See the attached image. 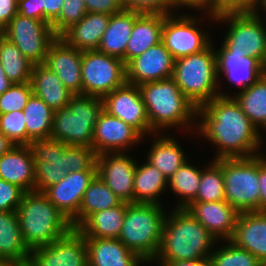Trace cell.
Masks as SVG:
<instances>
[{
    "label": "cell",
    "mask_w": 266,
    "mask_h": 266,
    "mask_svg": "<svg viewBox=\"0 0 266 266\" xmlns=\"http://www.w3.org/2000/svg\"><path fill=\"white\" fill-rule=\"evenodd\" d=\"M196 132L215 145V160L260 155L261 132L233 97H216L197 108Z\"/></svg>",
    "instance_id": "1"
},
{
    "label": "cell",
    "mask_w": 266,
    "mask_h": 266,
    "mask_svg": "<svg viewBox=\"0 0 266 266\" xmlns=\"http://www.w3.org/2000/svg\"><path fill=\"white\" fill-rule=\"evenodd\" d=\"M217 242L221 241L215 239L185 208H173L165 216L160 249L153 262L209 260Z\"/></svg>",
    "instance_id": "2"
},
{
    "label": "cell",
    "mask_w": 266,
    "mask_h": 266,
    "mask_svg": "<svg viewBox=\"0 0 266 266\" xmlns=\"http://www.w3.org/2000/svg\"><path fill=\"white\" fill-rule=\"evenodd\" d=\"M35 164V189L43 192L70 172L97 170L92 147L66 145L52 138L34 139L27 145Z\"/></svg>",
    "instance_id": "3"
},
{
    "label": "cell",
    "mask_w": 266,
    "mask_h": 266,
    "mask_svg": "<svg viewBox=\"0 0 266 266\" xmlns=\"http://www.w3.org/2000/svg\"><path fill=\"white\" fill-rule=\"evenodd\" d=\"M139 89L150 123L151 135L160 134L161 131L165 134L167 129L173 127H181L187 132L194 129L196 131L197 108L180 91L172 78L147 82L140 85Z\"/></svg>",
    "instance_id": "4"
},
{
    "label": "cell",
    "mask_w": 266,
    "mask_h": 266,
    "mask_svg": "<svg viewBox=\"0 0 266 266\" xmlns=\"http://www.w3.org/2000/svg\"><path fill=\"white\" fill-rule=\"evenodd\" d=\"M16 212L24 242L30 250L49 245L72 228L67 217L43 192L24 193Z\"/></svg>",
    "instance_id": "5"
},
{
    "label": "cell",
    "mask_w": 266,
    "mask_h": 266,
    "mask_svg": "<svg viewBox=\"0 0 266 266\" xmlns=\"http://www.w3.org/2000/svg\"><path fill=\"white\" fill-rule=\"evenodd\" d=\"M172 79L196 108L218 96L230 97L219 87L213 43L204 51L175 59Z\"/></svg>",
    "instance_id": "6"
},
{
    "label": "cell",
    "mask_w": 266,
    "mask_h": 266,
    "mask_svg": "<svg viewBox=\"0 0 266 266\" xmlns=\"http://www.w3.org/2000/svg\"><path fill=\"white\" fill-rule=\"evenodd\" d=\"M166 212L163 205L127 203L118 239L148 265L159 252Z\"/></svg>",
    "instance_id": "7"
},
{
    "label": "cell",
    "mask_w": 266,
    "mask_h": 266,
    "mask_svg": "<svg viewBox=\"0 0 266 266\" xmlns=\"http://www.w3.org/2000/svg\"><path fill=\"white\" fill-rule=\"evenodd\" d=\"M103 112L101 97L75 94L53 112L50 138L66 145L92 147L95 124Z\"/></svg>",
    "instance_id": "8"
},
{
    "label": "cell",
    "mask_w": 266,
    "mask_h": 266,
    "mask_svg": "<svg viewBox=\"0 0 266 266\" xmlns=\"http://www.w3.org/2000/svg\"><path fill=\"white\" fill-rule=\"evenodd\" d=\"M259 12H227L215 16V22H225L229 28L223 43L215 51L245 52L266 68V22Z\"/></svg>",
    "instance_id": "9"
},
{
    "label": "cell",
    "mask_w": 266,
    "mask_h": 266,
    "mask_svg": "<svg viewBox=\"0 0 266 266\" xmlns=\"http://www.w3.org/2000/svg\"><path fill=\"white\" fill-rule=\"evenodd\" d=\"M225 201L239 213L260 211L258 155L222 158Z\"/></svg>",
    "instance_id": "10"
},
{
    "label": "cell",
    "mask_w": 266,
    "mask_h": 266,
    "mask_svg": "<svg viewBox=\"0 0 266 266\" xmlns=\"http://www.w3.org/2000/svg\"><path fill=\"white\" fill-rule=\"evenodd\" d=\"M82 94L103 97L126 83V65L97 50L82 51Z\"/></svg>",
    "instance_id": "11"
},
{
    "label": "cell",
    "mask_w": 266,
    "mask_h": 266,
    "mask_svg": "<svg viewBox=\"0 0 266 266\" xmlns=\"http://www.w3.org/2000/svg\"><path fill=\"white\" fill-rule=\"evenodd\" d=\"M195 16L164 14L161 41L174 59L204 51L212 44L207 30L198 27L202 17Z\"/></svg>",
    "instance_id": "12"
},
{
    "label": "cell",
    "mask_w": 266,
    "mask_h": 266,
    "mask_svg": "<svg viewBox=\"0 0 266 266\" xmlns=\"http://www.w3.org/2000/svg\"><path fill=\"white\" fill-rule=\"evenodd\" d=\"M0 33L34 65L44 63L50 44L57 38L51 24L19 13Z\"/></svg>",
    "instance_id": "13"
},
{
    "label": "cell",
    "mask_w": 266,
    "mask_h": 266,
    "mask_svg": "<svg viewBox=\"0 0 266 266\" xmlns=\"http://www.w3.org/2000/svg\"><path fill=\"white\" fill-rule=\"evenodd\" d=\"M33 266H88V249L84 235L71 228L49 245L31 250Z\"/></svg>",
    "instance_id": "14"
},
{
    "label": "cell",
    "mask_w": 266,
    "mask_h": 266,
    "mask_svg": "<svg viewBox=\"0 0 266 266\" xmlns=\"http://www.w3.org/2000/svg\"><path fill=\"white\" fill-rule=\"evenodd\" d=\"M102 101L103 110L107 114L121 119L136 129L144 140L148 134L150 135V123L139 86L126 82L123 86L104 95Z\"/></svg>",
    "instance_id": "15"
},
{
    "label": "cell",
    "mask_w": 266,
    "mask_h": 266,
    "mask_svg": "<svg viewBox=\"0 0 266 266\" xmlns=\"http://www.w3.org/2000/svg\"><path fill=\"white\" fill-rule=\"evenodd\" d=\"M129 153H103L97 156V174L126 203H134V176L137 161Z\"/></svg>",
    "instance_id": "16"
},
{
    "label": "cell",
    "mask_w": 266,
    "mask_h": 266,
    "mask_svg": "<svg viewBox=\"0 0 266 266\" xmlns=\"http://www.w3.org/2000/svg\"><path fill=\"white\" fill-rule=\"evenodd\" d=\"M143 138L136 129L103 110L95 124L92 148L97 156L103 153L128 152L134 145L138 146Z\"/></svg>",
    "instance_id": "17"
},
{
    "label": "cell",
    "mask_w": 266,
    "mask_h": 266,
    "mask_svg": "<svg viewBox=\"0 0 266 266\" xmlns=\"http://www.w3.org/2000/svg\"><path fill=\"white\" fill-rule=\"evenodd\" d=\"M175 59L161 41L126 65V82L140 86L172 78Z\"/></svg>",
    "instance_id": "18"
},
{
    "label": "cell",
    "mask_w": 266,
    "mask_h": 266,
    "mask_svg": "<svg viewBox=\"0 0 266 266\" xmlns=\"http://www.w3.org/2000/svg\"><path fill=\"white\" fill-rule=\"evenodd\" d=\"M96 175L97 170L70 172L43 193L71 221L78 214L84 193Z\"/></svg>",
    "instance_id": "19"
},
{
    "label": "cell",
    "mask_w": 266,
    "mask_h": 266,
    "mask_svg": "<svg viewBox=\"0 0 266 266\" xmlns=\"http://www.w3.org/2000/svg\"><path fill=\"white\" fill-rule=\"evenodd\" d=\"M44 65L60 78L73 94H82V51L68 45L57 37L49 46Z\"/></svg>",
    "instance_id": "20"
},
{
    "label": "cell",
    "mask_w": 266,
    "mask_h": 266,
    "mask_svg": "<svg viewBox=\"0 0 266 266\" xmlns=\"http://www.w3.org/2000/svg\"><path fill=\"white\" fill-rule=\"evenodd\" d=\"M185 209L218 241L233 237L239 212L227 201L191 202Z\"/></svg>",
    "instance_id": "21"
},
{
    "label": "cell",
    "mask_w": 266,
    "mask_h": 266,
    "mask_svg": "<svg viewBox=\"0 0 266 266\" xmlns=\"http://www.w3.org/2000/svg\"><path fill=\"white\" fill-rule=\"evenodd\" d=\"M217 60V76L222 75L232 85L239 86V90H245L256 83L266 68L255 58L247 56L245 52L215 51Z\"/></svg>",
    "instance_id": "22"
},
{
    "label": "cell",
    "mask_w": 266,
    "mask_h": 266,
    "mask_svg": "<svg viewBox=\"0 0 266 266\" xmlns=\"http://www.w3.org/2000/svg\"><path fill=\"white\" fill-rule=\"evenodd\" d=\"M230 240L266 266V212L239 213L235 232Z\"/></svg>",
    "instance_id": "23"
},
{
    "label": "cell",
    "mask_w": 266,
    "mask_h": 266,
    "mask_svg": "<svg viewBox=\"0 0 266 266\" xmlns=\"http://www.w3.org/2000/svg\"><path fill=\"white\" fill-rule=\"evenodd\" d=\"M89 266L146 265L135 252L130 251L118 238L85 237Z\"/></svg>",
    "instance_id": "24"
},
{
    "label": "cell",
    "mask_w": 266,
    "mask_h": 266,
    "mask_svg": "<svg viewBox=\"0 0 266 266\" xmlns=\"http://www.w3.org/2000/svg\"><path fill=\"white\" fill-rule=\"evenodd\" d=\"M27 145H15L0 157V178L17 185L25 193L35 189V169Z\"/></svg>",
    "instance_id": "25"
},
{
    "label": "cell",
    "mask_w": 266,
    "mask_h": 266,
    "mask_svg": "<svg viewBox=\"0 0 266 266\" xmlns=\"http://www.w3.org/2000/svg\"><path fill=\"white\" fill-rule=\"evenodd\" d=\"M142 13L123 10L110 15V19L97 51L121 59L125 63V51L135 20Z\"/></svg>",
    "instance_id": "26"
},
{
    "label": "cell",
    "mask_w": 266,
    "mask_h": 266,
    "mask_svg": "<svg viewBox=\"0 0 266 266\" xmlns=\"http://www.w3.org/2000/svg\"><path fill=\"white\" fill-rule=\"evenodd\" d=\"M109 19V14L87 12L78 23L72 25L60 37L78 50H97Z\"/></svg>",
    "instance_id": "27"
},
{
    "label": "cell",
    "mask_w": 266,
    "mask_h": 266,
    "mask_svg": "<svg viewBox=\"0 0 266 266\" xmlns=\"http://www.w3.org/2000/svg\"><path fill=\"white\" fill-rule=\"evenodd\" d=\"M31 250L24 242L16 211H0V260L28 262Z\"/></svg>",
    "instance_id": "28"
},
{
    "label": "cell",
    "mask_w": 266,
    "mask_h": 266,
    "mask_svg": "<svg viewBox=\"0 0 266 266\" xmlns=\"http://www.w3.org/2000/svg\"><path fill=\"white\" fill-rule=\"evenodd\" d=\"M164 14L142 13L134 22L125 51V65L161 42Z\"/></svg>",
    "instance_id": "29"
},
{
    "label": "cell",
    "mask_w": 266,
    "mask_h": 266,
    "mask_svg": "<svg viewBox=\"0 0 266 266\" xmlns=\"http://www.w3.org/2000/svg\"><path fill=\"white\" fill-rule=\"evenodd\" d=\"M30 83L33 94L42 99L54 111L67 105L73 95L57 74L43 63L33 66Z\"/></svg>",
    "instance_id": "30"
},
{
    "label": "cell",
    "mask_w": 266,
    "mask_h": 266,
    "mask_svg": "<svg viewBox=\"0 0 266 266\" xmlns=\"http://www.w3.org/2000/svg\"><path fill=\"white\" fill-rule=\"evenodd\" d=\"M151 149L148 150L146 161L157 168L168 179L170 178L182 165L187 158L183 148L177 139L169 134L157 135L155 133Z\"/></svg>",
    "instance_id": "31"
},
{
    "label": "cell",
    "mask_w": 266,
    "mask_h": 266,
    "mask_svg": "<svg viewBox=\"0 0 266 266\" xmlns=\"http://www.w3.org/2000/svg\"><path fill=\"white\" fill-rule=\"evenodd\" d=\"M122 201L97 174L86 189L78 214L70 221L78 228L90 215L118 206Z\"/></svg>",
    "instance_id": "32"
},
{
    "label": "cell",
    "mask_w": 266,
    "mask_h": 266,
    "mask_svg": "<svg viewBox=\"0 0 266 266\" xmlns=\"http://www.w3.org/2000/svg\"><path fill=\"white\" fill-rule=\"evenodd\" d=\"M168 187V179L145 160L136 165L134 176V203H152L162 205L160 196Z\"/></svg>",
    "instance_id": "33"
},
{
    "label": "cell",
    "mask_w": 266,
    "mask_h": 266,
    "mask_svg": "<svg viewBox=\"0 0 266 266\" xmlns=\"http://www.w3.org/2000/svg\"><path fill=\"white\" fill-rule=\"evenodd\" d=\"M127 203L90 215L77 229L84 237L118 238L123 225Z\"/></svg>",
    "instance_id": "34"
},
{
    "label": "cell",
    "mask_w": 266,
    "mask_h": 266,
    "mask_svg": "<svg viewBox=\"0 0 266 266\" xmlns=\"http://www.w3.org/2000/svg\"><path fill=\"white\" fill-rule=\"evenodd\" d=\"M235 94L231 97L250 121L258 130L266 131V73L256 83Z\"/></svg>",
    "instance_id": "35"
},
{
    "label": "cell",
    "mask_w": 266,
    "mask_h": 266,
    "mask_svg": "<svg viewBox=\"0 0 266 266\" xmlns=\"http://www.w3.org/2000/svg\"><path fill=\"white\" fill-rule=\"evenodd\" d=\"M22 111L26 121L27 145L34 139L50 138L54 110L32 94Z\"/></svg>",
    "instance_id": "36"
},
{
    "label": "cell",
    "mask_w": 266,
    "mask_h": 266,
    "mask_svg": "<svg viewBox=\"0 0 266 266\" xmlns=\"http://www.w3.org/2000/svg\"><path fill=\"white\" fill-rule=\"evenodd\" d=\"M189 161L168 178V188L180 198L173 208H186L198 193L202 169Z\"/></svg>",
    "instance_id": "37"
},
{
    "label": "cell",
    "mask_w": 266,
    "mask_h": 266,
    "mask_svg": "<svg viewBox=\"0 0 266 266\" xmlns=\"http://www.w3.org/2000/svg\"><path fill=\"white\" fill-rule=\"evenodd\" d=\"M0 63L13 83L30 82L34 64L30 62L14 43L0 33Z\"/></svg>",
    "instance_id": "38"
},
{
    "label": "cell",
    "mask_w": 266,
    "mask_h": 266,
    "mask_svg": "<svg viewBox=\"0 0 266 266\" xmlns=\"http://www.w3.org/2000/svg\"><path fill=\"white\" fill-rule=\"evenodd\" d=\"M212 160L202 169L199 190L192 202L225 201L222 159Z\"/></svg>",
    "instance_id": "39"
},
{
    "label": "cell",
    "mask_w": 266,
    "mask_h": 266,
    "mask_svg": "<svg viewBox=\"0 0 266 266\" xmlns=\"http://www.w3.org/2000/svg\"><path fill=\"white\" fill-rule=\"evenodd\" d=\"M209 266H265L249 251L237 247L231 240L215 249L209 257Z\"/></svg>",
    "instance_id": "40"
},
{
    "label": "cell",
    "mask_w": 266,
    "mask_h": 266,
    "mask_svg": "<svg viewBox=\"0 0 266 266\" xmlns=\"http://www.w3.org/2000/svg\"><path fill=\"white\" fill-rule=\"evenodd\" d=\"M86 13L84 0H64L59 16L51 23L55 35L60 37L72 25L78 23Z\"/></svg>",
    "instance_id": "41"
},
{
    "label": "cell",
    "mask_w": 266,
    "mask_h": 266,
    "mask_svg": "<svg viewBox=\"0 0 266 266\" xmlns=\"http://www.w3.org/2000/svg\"><path fill=\"white\" fill-rule=\"evenodd\" d=\"M33 94L30 82L13 83L12 86L0 95V114L12 111H22Z\"/></svg>",
    "instance_id": "42"
},
{
    "label": "cell",
    "mask_w": 266,
    "mask_h": 266,
    "mask_svg": "<svg viewBox=\"0 0 266 266\" xmlns=\"http://www.w3.org/2000/svg\"><path fill=\"white\" fill-rule=\"evenodd\" d=\"M23 111L0 114V131L15 145H27V131Z\"/></svg>",
    "instance_id": "43"
},
{
    "label": "cell",
    "mask_w": 266,
    "mask_h": 266,
    "mask_svg": "<svg viewBox=\"0 0 266 266\" xmlns=\"http://www.w3.org/2000/svg\"><path fill=\"white\" fill-rule=\"evenodd\" d=\"M124 10L147 14H172L174 8L170 0H121Z\"/></svg>",
    "instance_id": "44"
},
{
    "label": "cell",
    "mask_w": 266,
    "mask_h": 266,
    "mask_svg": "<svg viewBox=\"0 0 266 266\" xmlns=\"http://www.w3.org/2000/svg\"><path fill=\"white\" fill-rule=\"evenodd\" d=\"M25 192L0 178V211H16Z\"/></svg>",
    "instance_id": "45"
},
{
    "label": "cell",
    "mask_w": 266,
    "mask_h": 266,
    "mask_svg": "<svg viewBox=\"0 0 266 266\" xmlns=\"http://www.w3.org/2000/svg\"><path fill=\"white\" fill-rule=\"evenodd\" d=\"M256 0H211L210 14L219 15L227 12H252Z\"/></svg>",
    "instance_id": "46"
},
{
    "label": "cell",
    "mask_w": 266,
    "mask_h": 266,
    "mask_svg": "<svg viewBox=\"0 0 266 266\" xmlns=\"http://www.w3.org/2000/svg\"><path fill=\"white\" fill-rule=\"evenodd\" d=\"M86 11L90 13L116 14L122 12L121 0H84Z\"/></svg>",
    "instance_id": "47"
},
{
    "label": "cell",
    "mask_w": 266,
    "mask_h": 266,
    "mask_svg": "<svg viewBox=\"0 0 266 266\" xmlns=\"http://www.w3.org/2000/svg\"><path fill=\"white\" fill-rule=\"evenodd\" d=\"M64 0H40L41 21L51 24L60 14Z\"/></svg>",
    "instance_id": "48"
},
{
    "label": "cell",
    "mask_w": 266,
    "mask_h": 266,
    "mask_svg": "<svg viewBox=\"0 0 266 266\" xmlns=\"http://www.w3.org/2000/svg\"><path fill=\"white\" fill-rule=\"evenodd\" d=\"M171 1V6L174 9H178L181 7H187L191 9H197V10H202L203 13L201 16H207L208 19H210L212 22H215V15L210 14V1L211 0H170ZM205 11V12H204Z\"/></svg>",
    "instance_id": "49"
},
{
    "label": "cell",
    "mask_w": 266,
    "mask_h": 266,
    "mask_svg": "<svg viewBox=\"0 0 266 266\" xmlns=\"http://www.w3.org/2000/svg\"><path fill=\"white\" fill-rule=\"evenodd\" d=\"M17 0H0V32L18 13Z\"/></svg>",
    "instance_id": "50"
},
{
    "label": "cell",
    "mask_w": 266,
    "mask_h": 266,
    "mask_svg": "<svg viewBox=\"0 0 266 266\" xmlns=\"http://www.w3.org/2000/svg\"><path fill=\"white\" fill-rule=\"evenodd\" d=\"M17 7L22 16L41 21L40 0H19Z\"/></svg>",
    "instance_id": "51"
},
{
    "label": "cell",
    "mask_w": 266,
    "mask_h": 266,
    "mask_svg": "<svg viewBox=\"0 0 266 266\" xmlns=\"http://www.w3.org/2000/svg\"><path fill=\"white\" fill-rule=\"evenodd\" d=\"M258 181L260 189V211L266 207V155H258Z\"/></svg>",
    "instance_id": "52"
},
{
    "label": "cell",
    "mask_w": 266,
    "mask_h": 266,
    "mask_svg": "<svg viewBox=\"0 0 266 266\" xmlns=\"http://www.w3.org/2000/svg\"><path fill=\"white\" fill-rule=\"evenodd\" d=\"M159 266H209V261L206 259L182 260L171 263H159Z\"/></svg>",
    "instance_id": "53"
},
{
    "label": "cell",
    "mask_w": 266,
    "mask_h": 266,
    "mask_svg": "<svg viewBox=\"0 0 266 266\" xmlns=\"http://www.w3.org/2000/svg\"><path fill=\"white\" fill-rule=\"evenodd\" d=\"M12 84L13 82L8 79L0 63V95L8 90Z\"/></svg>",
    "instance_id": "54"
},
{
    "label": "cell",
    "mask_w": 266,
    "mask_h": 266,
    "mask_svg": "<svg viewBox=\"0 0 266 266\" xmlns=\"http://www.w3.org/2000/svg\"><path fill=\"white\" fill-rule=\"evenodd\" d=\"M15 144L0 131V157L7 153Z\"/></svg>",
    "instance_id": "55"
},
{
    "label": "cell",
    "mask_w": 266,
    "mask_h": 266,
    "mask_svg": "<svg viewBox=\"0 0 266 266\" xmlns=\"http://www.w3.org/2000/svg\"><path fill=\"white\" fill-rule=\"evenodd\" d=\"M260 9L263 10L264 13H266V0H256V4H255V7H254L252 12H259L260 11V13H261L262 11ZM264 15H266V14H264ZM264 21L266 22V17H265Z\"/></svg>",
    "instance_id": "56"
},
{
    "label": "cell",
    "mask_w": 266,
    "mask_h": 266,
    "mask_svg": "<svg viewBox=\"0 0 266 266\" xmlns=\"http://www.w3.org/2000/svg\"><path fill=\"white\" fill-rule=\"evenodd\" d=\"M17 263L11 262V261H1L0 260V266H15Z\"/></svg>",
    "instance_id": "57"
},
{
    "label": "cell",
    "mask_w": 266,
    "mask_h": 266,
    "mask_svg": "<svg viewBox=\"0 0 266 266\" xmlns=\"http://www.w3.org/2000/svg\"><path fill=\"white\" fill-rule=\"evenodd\" d=\"M15 266H33L30 261L24 263H17Z\"/></svg>",
    "instance_id": "58"
}]
</instances>
